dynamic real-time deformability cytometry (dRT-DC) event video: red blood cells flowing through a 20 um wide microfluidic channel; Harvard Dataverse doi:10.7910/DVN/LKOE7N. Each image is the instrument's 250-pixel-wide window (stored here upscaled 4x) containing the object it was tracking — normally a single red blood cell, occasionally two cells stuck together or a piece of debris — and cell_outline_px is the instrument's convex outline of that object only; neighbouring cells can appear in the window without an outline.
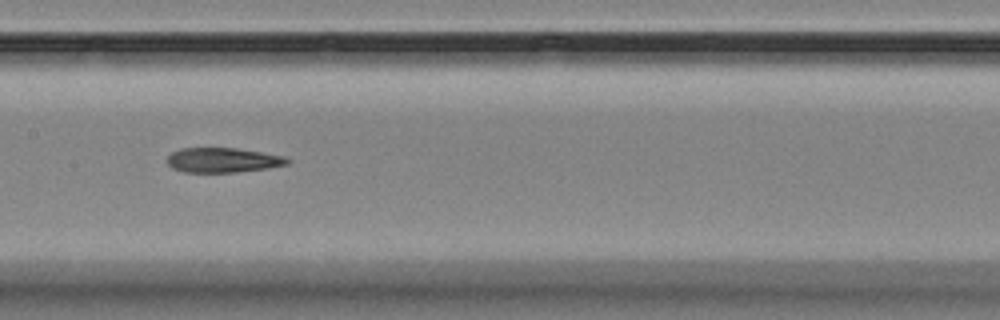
{"species": "Egyptian fruit bat (a non-hibernating species)", "species_latin": "Rousettus aegyptiacus", "temperature_condition": "room temperature", "stored_images_in_passage": 8, "camera_frame_rate_fps": 3000, "um_per_image_px": 0.085, "animal": {"sex": "female"}, "frame": {"image": 1, "passage_image": 6, "time_ms": 7.0, "image_size_px": [1000, 320], "cell_outline_px": [[292, 160], [288, 164], [268, 168], [236, 172], [184, 172], [172, 168], [168, 164], [168, 156], [172, 152], [180, 148], [236, 148], [284, 156]], "centroid_in_image_um": [18.95, 13.61], "position_along_channel_um": 188.5, "area_um2": 17.28}}
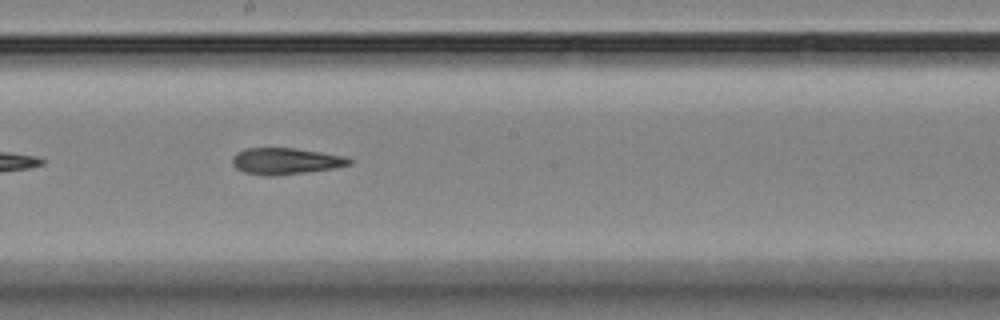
{"frame": {"image": 2, "passage_image": 7, "time_ms": 8.0, "image_size_px": [1000, 320], "cell_outline_px": [[352, 164], [332, 168], [304, 172], [272, 176], [268, 176], [244, 172], [236, 168], [232, 164], [232, 156], [236, 152], [244, 148], [296, 148], [344, 156], [352, 160]], "centroid_in_image_um": [24.23, 13.68], "position_along_channel_um": 224.0, "area_um2": 17.92}}
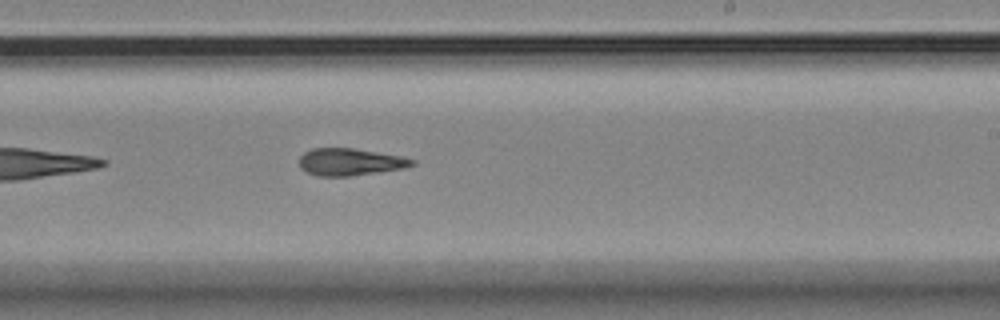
{"frame": {"image": 3, "passage_image": 8, "time_ms": 9.0, "image_size_px": [1000, 320], "cell_outline_px": [[416, 164], [404, 168], [348, 176], [316, 176], [300, 168], [300, 156], [304, 152], [312, 148], [352, 148], [400, 156], [416, 160]], "centroid_in_image_um": [29.74, 13.76], "position_along_channel_um": 259.3, "area_um2": 17.69}}